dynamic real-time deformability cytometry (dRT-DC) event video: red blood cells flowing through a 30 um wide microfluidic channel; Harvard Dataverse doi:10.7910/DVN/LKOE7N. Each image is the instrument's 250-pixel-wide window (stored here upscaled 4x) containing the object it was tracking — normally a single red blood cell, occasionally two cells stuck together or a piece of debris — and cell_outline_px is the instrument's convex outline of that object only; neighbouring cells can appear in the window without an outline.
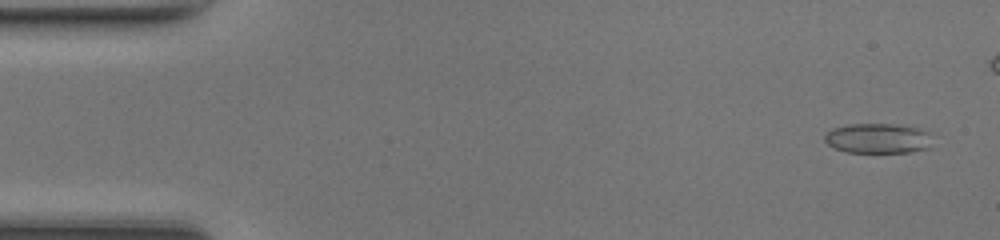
{"species": "common noctule bat (a hibernating species)", "species_latin": "Nyctalus noctula", "temperature_condition": "room temperature", "stored_images_in_passage": 42, "camera_frame_rate_fps": 3000, "um_per_image_px": 0.085, "animal": {"sex": "female", "body_mass_g": 17.0, "forearm_length_mm": 48.0}, "frame": {"image": 1, "passage_image": 2, "time_ms": 0.333, "image_size_px": [1000, 240], "cell_outline_px": [[932, 148], [908, 152], [844, 152], [832, 148], [824, 140], [824, 132], [832, 128], [848, 124], [892, 124], [916, 128], [932, 132]], "centroid_in_image_um": [74.62, 11.76], "position_along_channel_um": 10.4, "area_um2": 19.25}}
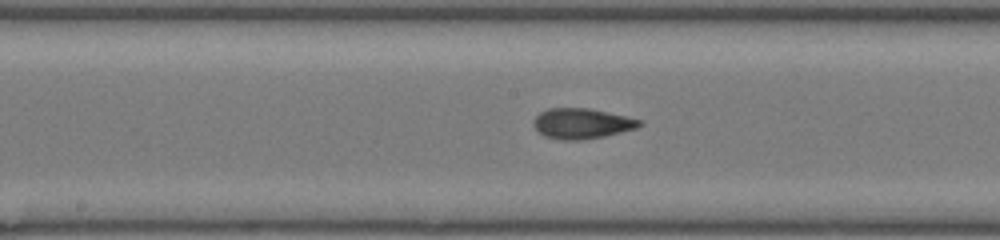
{"frame": {"image": 2, "passage_image": 24, "time_ms": 7.667, "image_size_px": [1000, 240], "cell_outline_px": [[644, 124], [636, 128], [604, 136], [584, 140], [560, 140], [544, 136], [532, 124], [536, 116], [540, 112], [548, 108], [588, 108], [644, 120]], "centroid_in_image_um": [49.47, 10.5], "position_along_channel_um": 198.7, "area_um2": 18.79}}
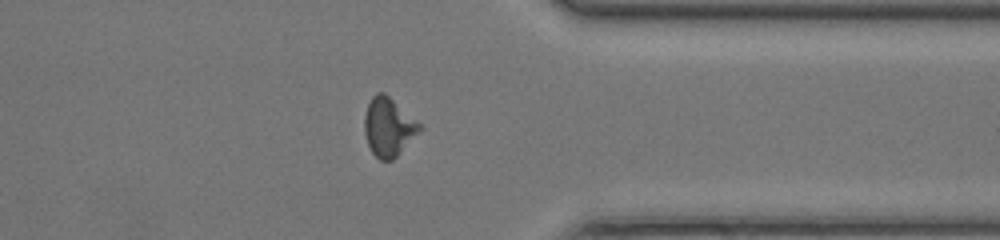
{"frame": {"image": 3, "passage_image": 37, "time_ms": 12.0, "image_size_px": [1000, 240], "cell_outline_px": [[424, 128], [392, 160], [380, 160], [372, 152], [368, 144], [364, 132], [364, 116], [368, 104], [372, 96], [376, 92], [384, 92], [416, 120]], "centroid_in_image_um": [33.02, 10.79], "position_along_channel_um": 378.4, "area_um2": 18.67}, "authors_computed_cell_mechanics": {"area_um2": 18.6983, "velocity_mm_per_s": 4.3504, "shape_relaxation_time_tau1_ms": 10.5796, "shape_relaxation_time_tau2_ms": 1.3018, "deformation_change_tau1": 0.2411, "deformation_change_tau2": 0.0545}}